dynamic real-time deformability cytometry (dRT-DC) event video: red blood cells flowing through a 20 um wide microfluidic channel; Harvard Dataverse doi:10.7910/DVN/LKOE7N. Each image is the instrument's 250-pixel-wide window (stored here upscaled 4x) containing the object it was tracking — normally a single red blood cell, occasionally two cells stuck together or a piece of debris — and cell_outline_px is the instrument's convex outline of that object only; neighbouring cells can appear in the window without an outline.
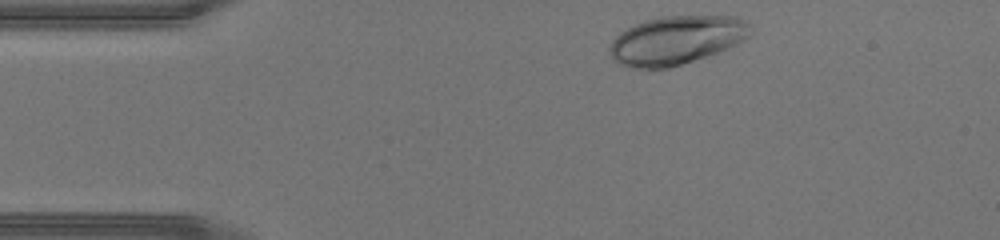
{"species": "human", "species_latin": "Homo sapiens", "temperature_condition": "warm", "stored_images_in_passage": 30, "camera_frame_rate_fps": 3000, "um_per_image_px": 0.085, "donor": {"sex": "male"}, "frame": {"image": 1, "passage_image": 1, "time_ms": 0.0, "image_size_px": [1000, 240], "cell_outline_px": [[752, 24], [748, 36], [736, 44], [716, 52], [668, 68], [632, 68], [620, 64], [608, 52], [608, 48], [612, 40], [620, 32], [644, 20], [660, 16], [736, 16], [748, 20]], "centroid_in_image_um": [57.48, 3.39], "position_along_channel_um": 27.5, "area_um2": 39.59}}
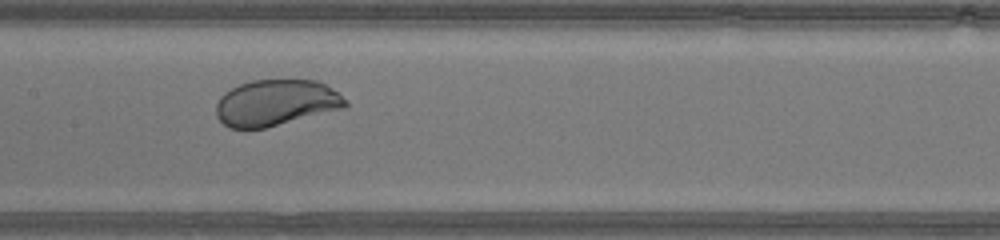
{"frame": {"image": 2, "passage_image": 15, "time_ms": 4.667, "image_size_px": [1000, 240], "cell_outline_px": [[348, 104], [344, 108], [264, 128], [228, 128], [216, 116], [216, 104], [220, 96], [224, 92], [240, 84], [252, 80], [320, 80], [348, 100]], "centroid_in_image_um": [23.45, 8.73], "position_along_channel_um": 183.9, "area_um2": 34.74}}
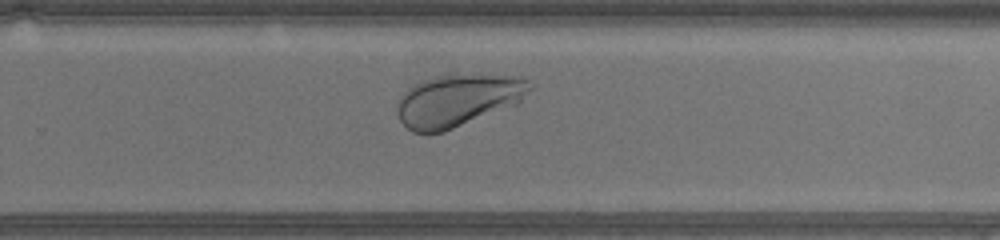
{"frame": {"image": 3, "passage_image": 22, "time_ms": 7.0, "image_size_px": [1000, 240], "cell_outline_px": [[536, 84], [516, 104], [444, 132], [412, 132], [400, 120], [396, 112], [396, 100], [408, 88], [424, 80], [436, 76], [524, 76]], "centroid_in_image_um": [38.91, 8.54], "position_along_channel_um": 290.9, "area_um2": 39.88}}